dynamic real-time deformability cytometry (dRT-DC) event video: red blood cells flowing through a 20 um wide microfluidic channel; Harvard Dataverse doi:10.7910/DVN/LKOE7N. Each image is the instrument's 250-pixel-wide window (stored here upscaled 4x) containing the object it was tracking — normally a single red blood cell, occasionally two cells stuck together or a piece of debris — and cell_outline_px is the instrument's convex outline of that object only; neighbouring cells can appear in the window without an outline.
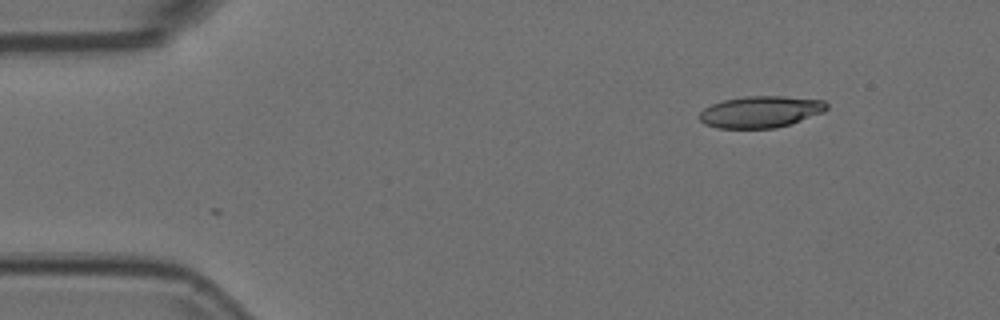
{"species": "Egyptian fruit bat (a non-hibernating species)", "species_latin": "Rousettus aegyptiacus", "temperature_condition": "room temperature", "stored_images_in_passage": 2, "camera_frame_rate_fps": 3000, "um_per_image_px": 0.085, "animal": {"sex": "female"}, "frame": {"image": 1, "passage_image": 1, "time_ms": 0.0, "image_size_px": [1000, 320], "cell_outline_px": [[828, 108], [824, 112], [776, 128], [716, 128], [704, 124], [700, 120], [700, 112], [704, 108], [712, 104], [724, 100], [744, 96], [784, 96], [824, 100], [828, 104]], "centroid_in_image_um": [64.65, 9.5], "position_along_channel_um": 20.4, "area_um2": 23.41}}